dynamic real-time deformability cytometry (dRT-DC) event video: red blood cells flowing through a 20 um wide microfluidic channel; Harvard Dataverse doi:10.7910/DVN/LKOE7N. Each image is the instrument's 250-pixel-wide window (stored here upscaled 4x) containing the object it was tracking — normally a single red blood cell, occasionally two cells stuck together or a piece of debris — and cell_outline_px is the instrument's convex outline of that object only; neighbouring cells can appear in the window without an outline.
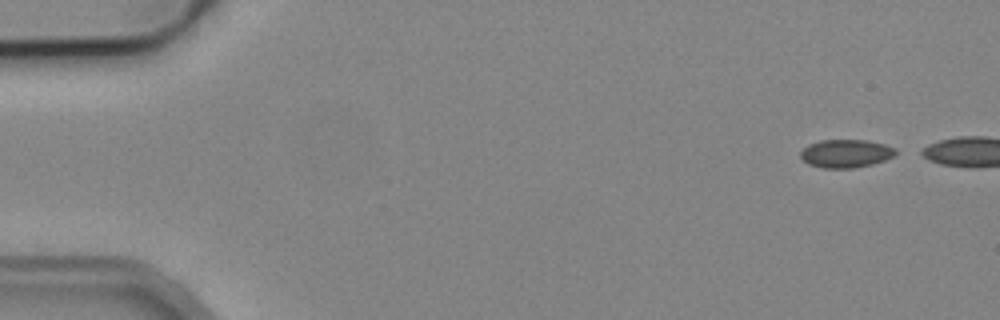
{"species": "common noctule bat (a hibernating species)", "species_latin": "Nyctalus noctula", "temperature_condition": "cold", "stored_images_in_passage": 3, "camera_frame_rate_fps": 3000, "um_per_image_px": 0.085, "animal": {"sex": "male", "body_mass_g": 19.2, "forearm_length_mm": 51.8}, "frame": {"image": 1, "passage_image": 1, "time_ms": 0.0, "image_size_px": [1000, 320], "cell_outline_px": [[896, 156], [872, 164], [856, 168], [824, 168], [808, 164], [800, 156], [800, 152], [808, 144], [820, 140], [868, 140], [884, 144], [896, 148]], "centroid_in_image_um": [71.91, 13.04], "position_along_channel_um": 13.1, "area_um2": 15.72}}